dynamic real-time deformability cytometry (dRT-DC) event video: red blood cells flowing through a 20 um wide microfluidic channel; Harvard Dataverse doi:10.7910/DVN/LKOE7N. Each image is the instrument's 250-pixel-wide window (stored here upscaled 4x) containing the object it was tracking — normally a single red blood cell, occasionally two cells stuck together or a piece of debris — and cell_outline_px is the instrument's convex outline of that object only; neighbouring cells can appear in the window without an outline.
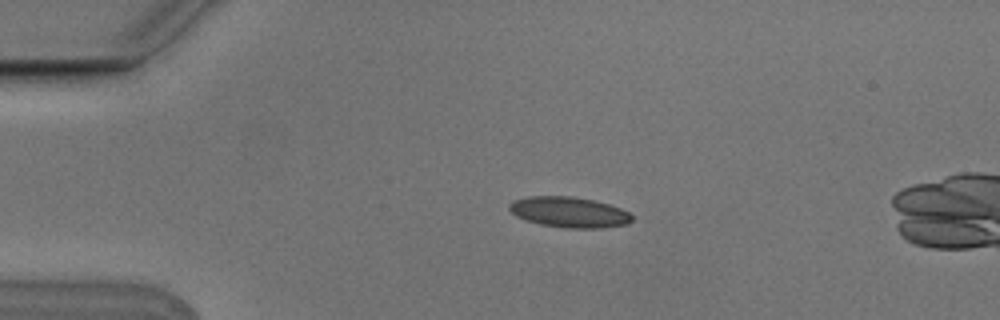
{"species": "Egyptian fruit bat (a non-hibernating species)", "species_latin": "Rousettus aegyptiacus", "temperature_condition": "cold", "stored_images_in_passage": 5, "camera_frame_rate_fps": 3000, "um_per_image_px": 0.085, "animal": {"sex": "male"}, "frame": {"image": 1, "passage_image": 3, "time_ms": 0.667, "image_size_px": [1000, 320], "cell_outline_px": [[632, 220], [628, 224], [600, 228], [568, 228], [540, 224], [516, 216], [508, 208], [508, 204], [512, 200], [528, 196], [572, 196], [592, 200], [608, 204], [620, 208], [628, 212], [632, 216]], "centroid_in_image_um": [48.36, 18.03], "position_along_channel_um": 36.6, "area_um2": 21.79}}